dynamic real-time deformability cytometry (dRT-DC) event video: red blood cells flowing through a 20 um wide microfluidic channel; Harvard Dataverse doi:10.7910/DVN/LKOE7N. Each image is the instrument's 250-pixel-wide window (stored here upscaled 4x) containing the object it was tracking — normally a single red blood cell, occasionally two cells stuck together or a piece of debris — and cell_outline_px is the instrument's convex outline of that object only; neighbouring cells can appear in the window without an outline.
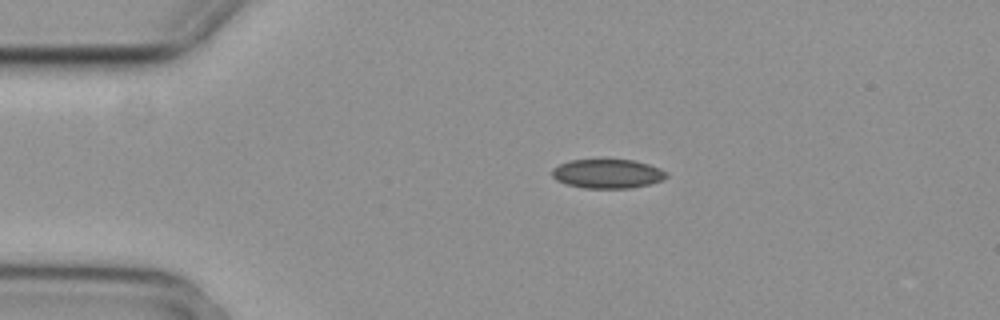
{"species": "common noctule bat (a hibernating species)", "species_latin": "Nyctalus noctula", "temperature_condition": "cold", "stored_images_in_passage": 2, "camera_frame_rate_fps": 3000, "um_per_image_px": 0.085, "animal": {"sex": "female", "body_mass_g": 29.2, "forearm_length_mm": 56.3}, "frame": {"image": 1, "passage_image": 1, "time_ms": 0.0, "image_size_px": [1000, 320], "cell_outline_px": [[668, 176], [664, 180], [632, 188], [584, 188], [568, 184], [556, 180], [552, 176], [552, 168], [560, 164], [572, 160], [636, 160], [660, 168], [668, 172]], "centroid_in_image_um": [51.68, 14.77], "position_along_channel_um": 33.3, "area_um2": 19.42}}